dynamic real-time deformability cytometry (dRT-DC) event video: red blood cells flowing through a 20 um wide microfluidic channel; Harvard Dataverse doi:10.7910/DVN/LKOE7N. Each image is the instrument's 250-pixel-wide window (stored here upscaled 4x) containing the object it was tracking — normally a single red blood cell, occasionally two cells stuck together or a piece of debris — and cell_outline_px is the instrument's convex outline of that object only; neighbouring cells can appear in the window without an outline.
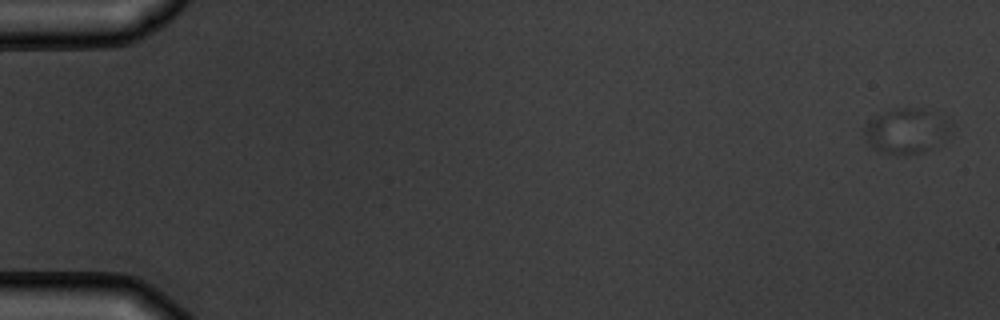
{"species": "common noctule bat (a hibernating species)", "species_latin": "Nyctalus noctula", "temperature_condition": "warm", "stored_images_in_passage": 6, "segment_of_instrument_passage": [1, 2], "camera_frame_rate_fps": 3000, "um_per_image_px": 0.085, "animal": {"sex": "male", "body_mass_g": 19.5, "forearm_length_mm": 54.6}, "frame": {"image": 1, "passage_image": 1, "time_ms": 0.0, "image_size_px": [1000, 320], "cell_outline_px": [[928, 148], [924, 152], [880, 152], [872, 148], [864, 132], [864, 128], [868, 120], [876, 116], [896, 108], [920, 108], [928, 112]], "centroid_in_image_um": [76.41, 11.13], "position_along_channel_um": 8.6, "area_um2": 17.74}}
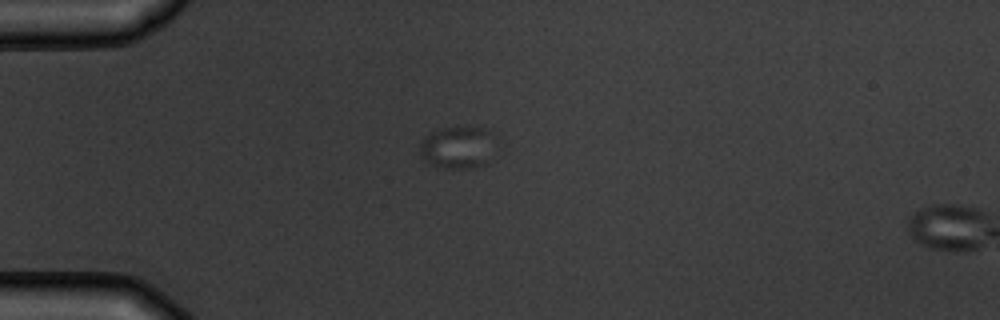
{"frame": {"image": 2, "passage_image": 5, "time_ms": 4.667, "image_size_px": [1000, 320], "cell_outline_px": [[496, 136], [488, 164], [472, 168], [440, 168], [424, 160], [420, 152], [420, 140], [424, 136], [440, 128], [480, 128], [492, 132]], "centroid_in_image_um": [38.91, 12.54], "position_along_channel_um": 46.1, "area_um2": 18.79}}